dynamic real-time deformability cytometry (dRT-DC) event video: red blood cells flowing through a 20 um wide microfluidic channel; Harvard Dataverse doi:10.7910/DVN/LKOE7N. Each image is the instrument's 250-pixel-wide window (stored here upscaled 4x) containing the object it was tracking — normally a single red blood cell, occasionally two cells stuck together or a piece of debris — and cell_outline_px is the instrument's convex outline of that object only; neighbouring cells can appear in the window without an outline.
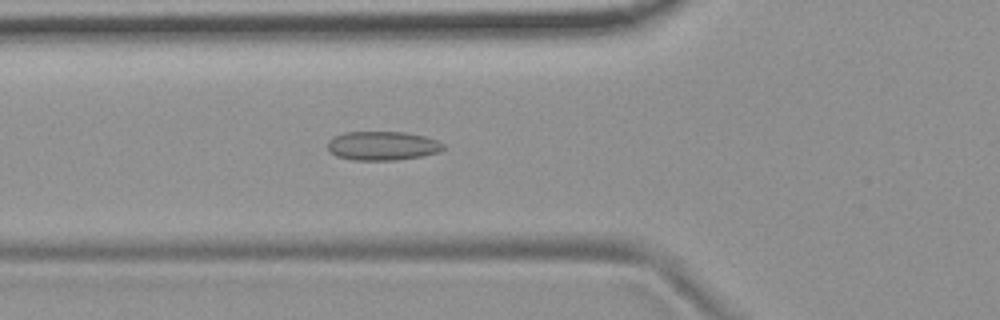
{"species": "common noctule bat (a hibernating species)", "species_latin": "Nyctalus noctula", "temperature_condition": "room temperature", "stored_images_in_passage": 47, "camera_frame_rate_fps": 3000, "um_per_image_px": 0.085, "animal": {"sex": "female", "body_mass_g": 19.9}, "frame": {"image": 1, "passage_image": 12, "time_ms": 3.667, "image_size_px": [1000, 320], "cell_outline_px": [[444, 148], [440, 152], [420, 156], [396, 160], [352, 160], [336, 156], [328, 152], [328, 140], [332, 136], [344, 132], [404, 132], [424, 136], [436, 140], [444, 144]], "centroid_in_image_um": [32.46, 12.39], "position_along_channel_um": 93.3, "area_um2": 19.65}}
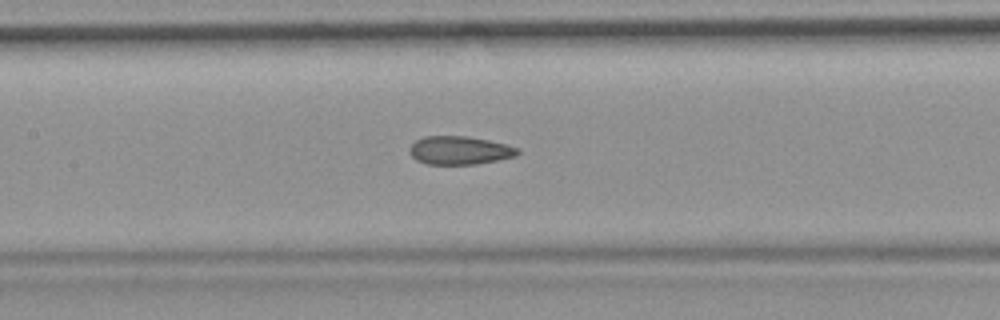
{"frame": {"image": 2, "passage_image": 18, "time_ms": 5.667, "image_size_px": [1000, 320], "cell_outline_px": [[520, 152], [516, 156], [476, 164], [428, 164], [416, 160], [408, 152], [408, 148], [416, 140], [424, 136], [468, 136], [488, 140], [520, 148]], "centroid_in_image_um": [39.05, 12.77], "position_along_channel_um": 168.4, "area_um2": 17.86}}
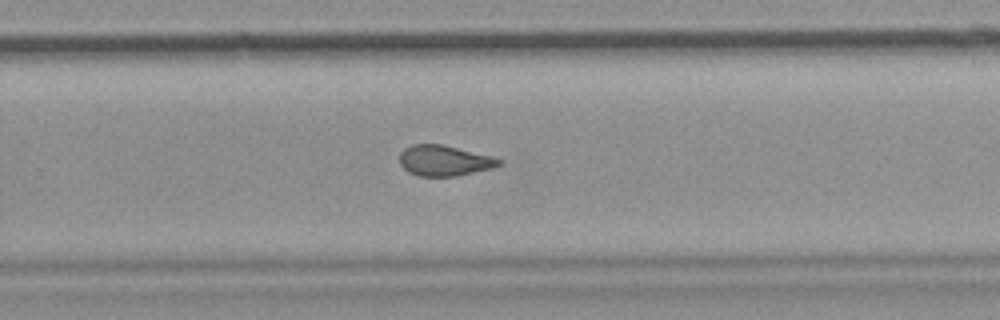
{"frame": {"image": 3, "passage_image": 28, "time_ms": 9.0, "image_size_px": [1000, 320], "cell_outline_px": [[500, 164], [492, 168], [456, 176], [416, 176], [408, 172], [400, 164], [400, 152], [404, 148], [412, 144], [440, 144], [492, 156], [500, 160]], "centroid_in_image_um": [37.71, 13.65], "position_along_channel_um": 292.1, "area_um2": 17.57}, "authors_computed_cell_mechanics": {"area_um2": 18.785, "velocity_mm_per_s": 3.7292, "shape_relaxation_time_tau1_ms": null, "shape_relaxation_time_tau2_ms": 2.2866, "deformation_change_tau1": null, "deformation_change_tau2": 0.0864}}